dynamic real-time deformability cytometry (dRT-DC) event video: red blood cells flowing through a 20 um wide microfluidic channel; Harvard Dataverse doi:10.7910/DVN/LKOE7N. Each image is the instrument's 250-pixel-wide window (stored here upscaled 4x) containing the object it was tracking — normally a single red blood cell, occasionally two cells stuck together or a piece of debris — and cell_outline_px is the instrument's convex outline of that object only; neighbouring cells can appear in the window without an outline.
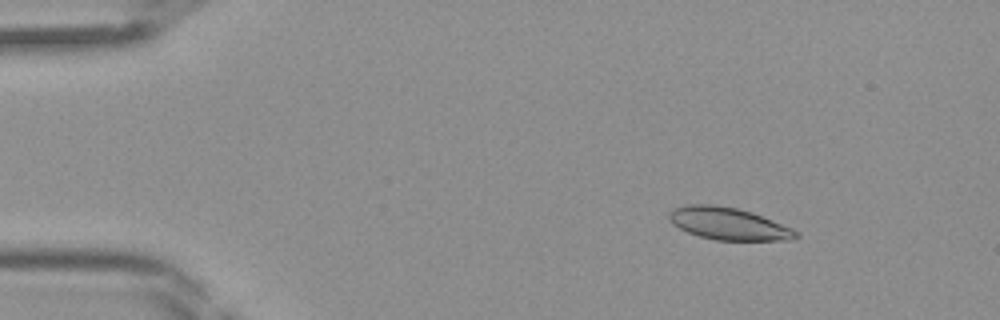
{"species": "Egyptian fruit bat (a non-hibernating species)", "species_latin": "Rousettus aegyptiacus", "temperature_condition": "room temperature", "stored_images_in_passage": 41, "camera_frame_rate_fps": 3000, "um_per_image_px": 0.085, "frame": {"image": 1, "passage_image": 5, "time_ms": 1.333, "image_size_px": [1000, 320], "cell_outline_px": [[800, 236], [792, 240], [716, 240], [700, 236], [688, 232], [672, 224], [668, 220], [668, 212], [672, 208], [688, 204], [712, 204], [736, 208], [752, 212], [792, 228], [800, 232]], "centroid_in_image_um": [61.91, 19.01], "position_along_channel_um": 23.1, "area_um2": 23.99}}
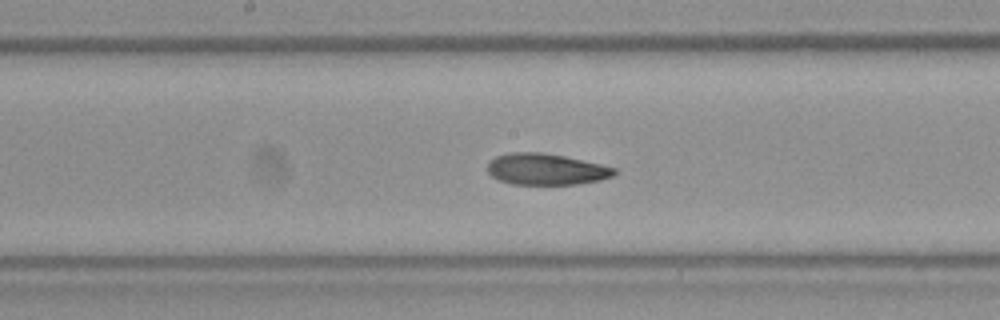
{"frame": {"image": 2, "passage_image": 22, "time_ms": 7.0, "image_size_px": [1000, 320], "cell_outline_px": [[616, 172], [612, 176], [600, 180], [576, 184], [512, 184], [500, 180], [492, 176], [488, 172], [488, 160], [496, 156], [508, 152], [540, 152], [564, 156], [600, 164], [616, 168]], "centroid_in_image_um": [46.38, 14.37], "position_along_channel_um": 201.8, "area_um2": 23.06}}
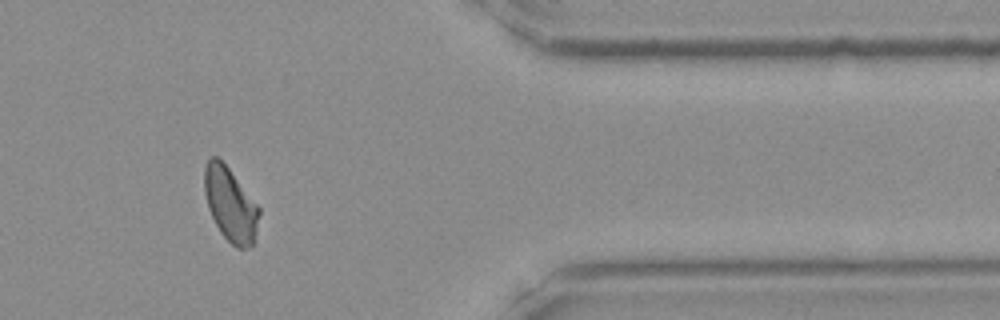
{"frame": {"image": 3, "passage_image": 36, "time_ms": 11.667, "image_size_px": [1000, 320], "cell_outline_px": [[260, 212], [252, 244], [248, 248], [236, 248], [220, 232], [208, 208], [204, 192], [204, 168], [208, 160], [212, 156], [216, 156], [228, 168], [260, 208]], "centroid_in_image_um": [19.56, 17.37], "position_along_channel_um": 391.8, "area_um2": 23.06}}